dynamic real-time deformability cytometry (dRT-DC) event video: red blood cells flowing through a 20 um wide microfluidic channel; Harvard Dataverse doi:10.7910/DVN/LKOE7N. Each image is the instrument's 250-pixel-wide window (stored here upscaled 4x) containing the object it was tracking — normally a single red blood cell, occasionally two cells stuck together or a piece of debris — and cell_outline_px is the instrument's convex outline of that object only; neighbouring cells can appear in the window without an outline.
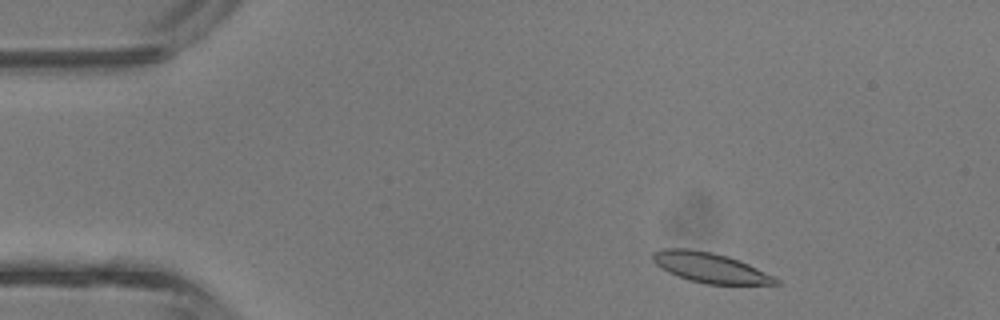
{"species": "common noctule bat (a hibernating species)", "species_latin": "Nyctalus noctula", "temperature_condition": "room temperature", "stored_images_in_passage": 38, "camera_frame_rate_fps": 3000, "um_per_image_px": 0.085, "animal": {"sex": "male", "body_mass_g": 13.3}, "frame": {"image": 1, "passage_image": 2, "time_ms": 0.333, "image_size_px": [1000, 320], "cell_outline_px": [[780, 284], [704, 284], [688, 280], [668, 272], [660, 268], [652, 260], [652, 252], [660, 248], [688, 248], [712, 252], [728, 256], [740, 260], [780, 280]], "centroid_in_image_um": [60.29, 22.73], "position_along_channel_um": 24.7, "area_um2": 21.56}}
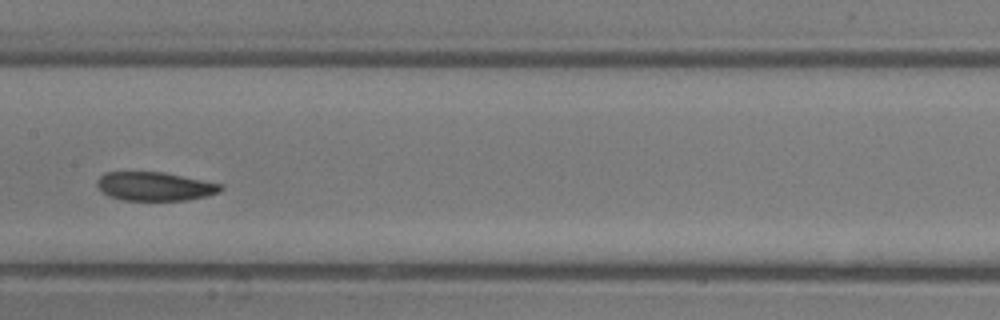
{"frame": {"image": 2, "passage_image": 17, "time_ms": 5.333, "image_size_px": [1000, 320], "cell_outline_px": [[224, 188], [220, 192], [208, 196], [184, 200], [120, 200], [108, 196], [96, 184], [100, 176], [104, 172], [164, 172], [224, 184]], "centroid_in_image_um": [13.2, 15.84], "position_along_channel_um": 194.2, "area_um2": 20.81}}
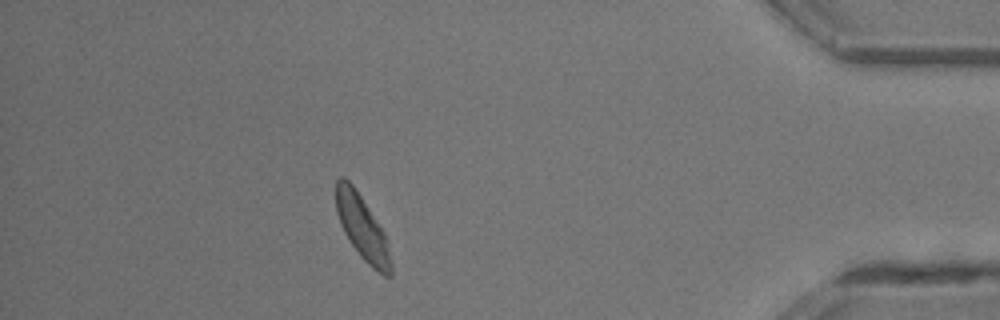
{"frame": {"image": 3, "passage_image": 33, "time_ms": 10.667, "image_size_px": [1000, 320], "cell_outline_px": [[392, 276], [384, 276], [372, 268], [360, 256], [344, 232], [340, 224], [336, 212], [336, 180], [340, 176], [344, 176], [352, 184], [384, 232], [392, 264]], "centroid_in_image_um": [30.78, 19.36], "position_along_channel_um": 404.4, "area_um2": 20.29}, "authors_computed_cell_mechanics": {"area_um2": 21.2415, "velocity_mm_per_s": 4.8851, "shape_relaxation_time_tau1_ms": 2.6128, "shape_relaxation_time_tau2_ms": 2.3669, "deformation_change_tau1": 0.1077, "deformation_change_tau2": 0.0862}}